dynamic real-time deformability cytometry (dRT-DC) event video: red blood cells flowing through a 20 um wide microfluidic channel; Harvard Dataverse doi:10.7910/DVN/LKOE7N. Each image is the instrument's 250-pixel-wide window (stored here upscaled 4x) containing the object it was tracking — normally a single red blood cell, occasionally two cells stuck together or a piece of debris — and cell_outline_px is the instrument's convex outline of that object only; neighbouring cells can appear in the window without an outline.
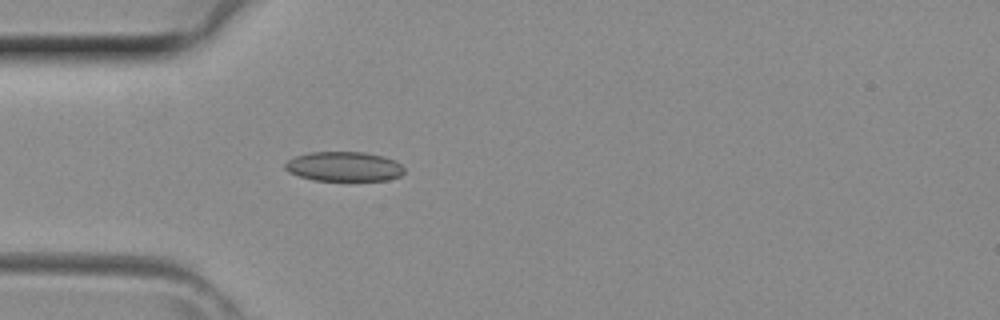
{"species": "common noctule bat (a hibernating species)", "species_latin": "Nyctalus noctula", "temperature_condition": "room temperature", "stored_images_in_passage": 30, "camera_frame_rate_fps": 3000, "um_per_image_px": 0.085, "animal": {"sex": "female", "body_mass_g": 29.2, "forearm_length_mm": 56.3}, "frame": {"image": 1, "passage_image": 4, "time_ms": 1.0, "image_size_px": [1000, 320], "cell_outline_px": [[404, 172], [400, 176], [388, 180], [316, 180], [300, 176], [288, 172], [284, 168], [284, 164], [288, 160], [296, 156], [308, 152], [364, 152], [384, 156], [396, 160], [404, 168]], "centroid_in_image_um": [29.25, 14.14], "position_along_channel_um": 55.7, "area_um2": 20.58}}
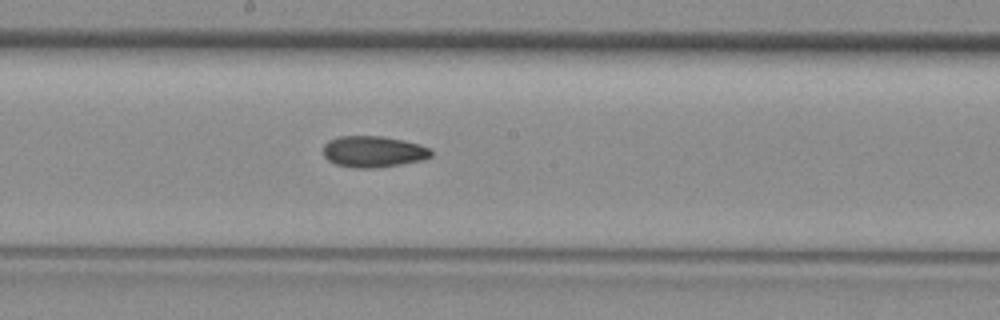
{"frame": {"image": 2, "passage_image": 14, "time_ms": 4.333, "image_size_px": [1000, 320], "cell_outline_px": [[432, 156], [420, 160], [400, 164], [372, 168], [352, 168], [336, 164], [328, 160], [324, 156], [324, 144], [328, 140], [340, 136], [384, 136], [404, 140], [420, 144], [432, 148]], "centroid_in_image_um": [31.74, 12.88], "position_along_channel_um": 216.5, "area_um2": 19.77}}
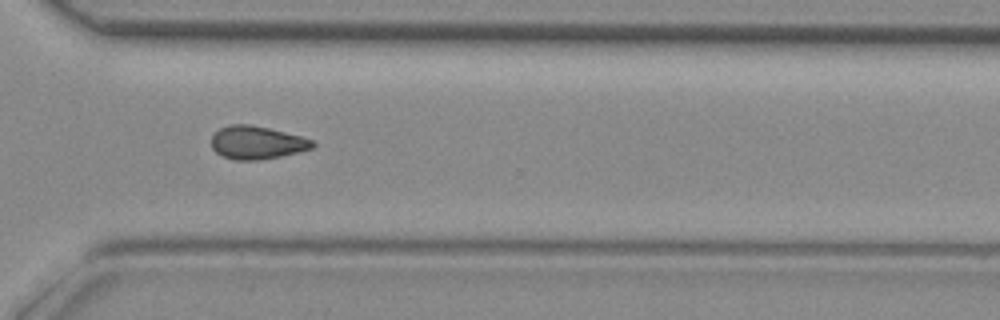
{"frame": {"image": 3, "passage_image": 22, "time_ms": 7.0, "image_size_px": [1000, 320], "cell_outline_px": [[316, 144], [312, 148], [280, 156], [256, 160], [236, 160], [224, 156], [216, 152], [212, 148], [212, 136], [220, 128], [228, 124], [248, 124], [268, 128], [300, 136], [312, 140]], "centroid_in_image_um": [21.81, 12.11], "position_along_channel_um": 348.8, "area_um2": 19.19}}